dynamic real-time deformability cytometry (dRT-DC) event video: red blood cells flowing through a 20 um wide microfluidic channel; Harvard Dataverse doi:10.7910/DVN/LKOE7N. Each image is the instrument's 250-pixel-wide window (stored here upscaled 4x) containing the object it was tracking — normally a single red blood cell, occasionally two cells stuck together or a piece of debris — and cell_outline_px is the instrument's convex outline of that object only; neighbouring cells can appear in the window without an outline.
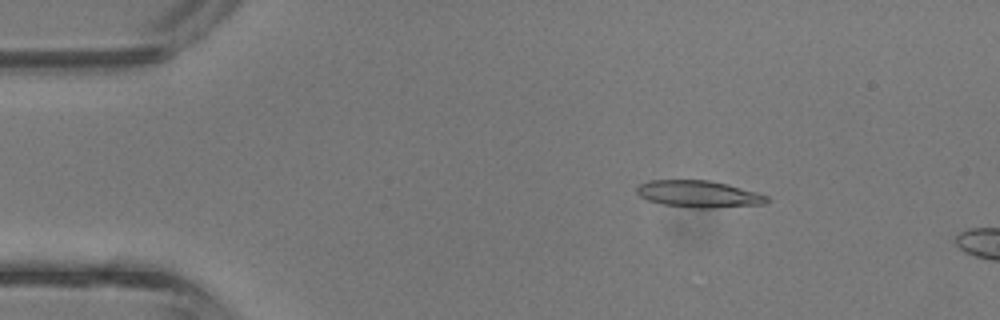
{"species": "common noctule bat (a hibernating species)", "species_latin": "Nyctalus noctula", "temperature_condition": "room temperature", "stored_images_in_passage": 4, "camera_frame_rate_fps": 3000, "um_per_image_px": 0.085, "animal": {"sex": "male", "body_mass_g": 13.3}, "frame": {"image": 1, "passage_image": 2, "time_ms": 0.333, "image_size_px": [1000, 320], "cell_outline_px": [[768, 200], [764, 204], [716, 208], [692, 208], [664, 204], [648, 200], [640, 196], [636, 192], [636, 188], [640, 184], [648, 180], [712, 180], [728, 184], [756, 192], [768, 196]], "centroid_in_image_um": [59.39, 16.49], "position_along_channel_um": 25.6, "area_um2": 20.4}}